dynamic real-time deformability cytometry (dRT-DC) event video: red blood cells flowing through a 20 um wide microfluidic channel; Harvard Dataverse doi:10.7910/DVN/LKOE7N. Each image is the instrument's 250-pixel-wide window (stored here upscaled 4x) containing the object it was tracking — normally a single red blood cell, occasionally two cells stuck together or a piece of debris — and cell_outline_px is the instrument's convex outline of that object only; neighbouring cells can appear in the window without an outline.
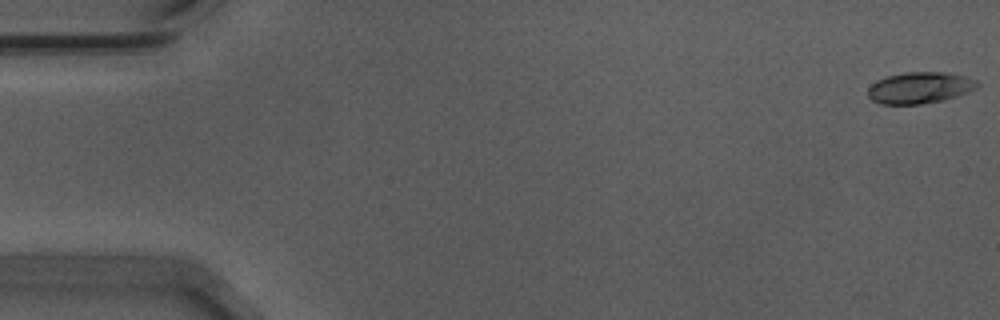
{"species": "Egyptian fruit bat (a non-hibernating species)", "species_latin": "Rousettus aegyptiacus", "temperature_condition": "warm", "stored_images_in_passage": 14, "camera_frame_rate_fps": 3000, "um_per_image_px": 0.085, "animal": {"sex": "male"}, "frame": {"image": 1, "passage_image": 1, "time_ms": 0.0, "image_size_px": [1000, 320], "cell_outline_px": [[980, 84], [976, 88], [968, 92], [944, 100], [920, 104], [880, 104], [872, 100], [868, 96], [868, 88], [876, 80], [888, 76], [904, 72], [944, 72], [964, 76], [976, 80]], "centroid_in_image_um": [78.17, 7.46], "position_along_channel_um": 6.8, "area_um2": 20.0}}